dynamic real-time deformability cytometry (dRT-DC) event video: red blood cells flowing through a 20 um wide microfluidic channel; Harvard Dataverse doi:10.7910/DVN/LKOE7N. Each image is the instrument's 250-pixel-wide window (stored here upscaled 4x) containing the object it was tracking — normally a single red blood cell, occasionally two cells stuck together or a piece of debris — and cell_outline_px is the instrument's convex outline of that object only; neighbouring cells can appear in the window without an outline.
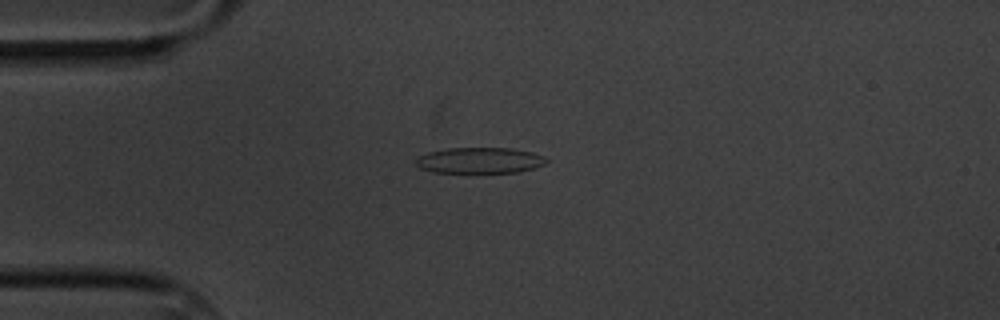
{"species": "common noctule bat (a hibernating species)", "species_latin": "Nyctalus noctula", "temperature_condition": "cold", "stored_images_in_passage": 5, "camera_frame_rate_fps": 3000, "um_per_image_px": 0.085, "animal": {"sex": "male", "body_mass_g": 20.1, "forearm_length_mm": 53.5}, "frame": {"image": 1, "passage_image": 1, "time_ms": 0.0, "image_size_px": [1000, 320], "cell_outline_px": [[548, 160], [544, 164], [536, 168], [516, 172], [432, 172], [420, 168], [416, 164], [416, 160], [420, 156], [428, 152], [448, 148], [512, 148], [532, 152], [544, 156]], "centroid_in_image_um": [40.8, 13.63], "position_along_channel_um": 44.2, "area_um2": 19.59}}
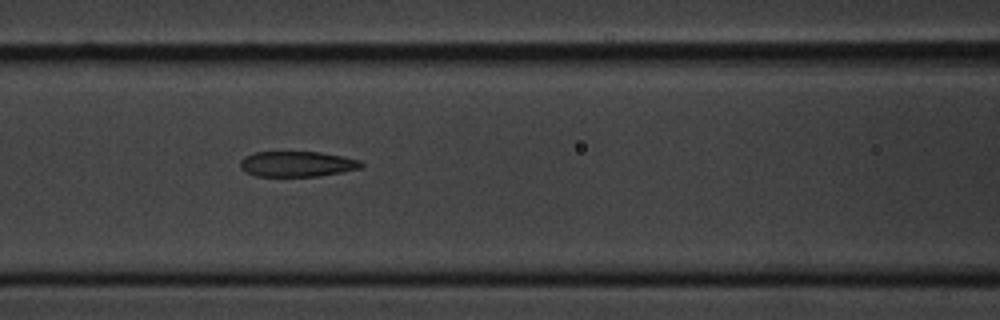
{"frame": {"image": 2, "passage_image": 4, "time_ms": 3.333, "image_size_px": [1000, 320], "cell_outline_px": [[364, 164], [360, 168], [320, 176], [256, 176], [244, 172], [240, 168], [240, 160], [244, 156], [252, 152], [320, 152], [344, 156], [360, 160]], "centroid_in_image_um": [25.22, 13.93], "position_along_channel_um": 141.4, "area_um2": 18.09}}
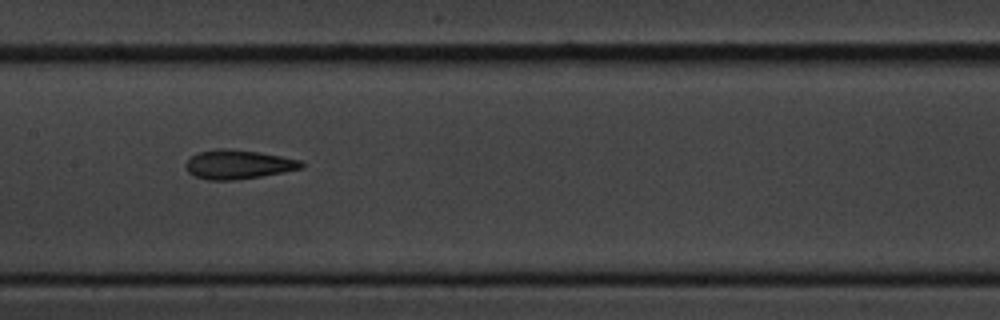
{"frame": {"image": 3, "passage_image": 5, "time_ms": 4.667, "image_size_px": [1000, 320], "cell_outline_px": [[304, 168], [284, 172], [260, 176], [232, 180], [208, 180], [196, 176], [188, 172], [184, 164], [196, 152], [216, 148], [228, 148], [260, 152], [300, 160], [304, 164]], "centroid_in_image_um": [20.23, 13.96], "position_along_channel_um": 187.2, "area_um2": 19.65}}